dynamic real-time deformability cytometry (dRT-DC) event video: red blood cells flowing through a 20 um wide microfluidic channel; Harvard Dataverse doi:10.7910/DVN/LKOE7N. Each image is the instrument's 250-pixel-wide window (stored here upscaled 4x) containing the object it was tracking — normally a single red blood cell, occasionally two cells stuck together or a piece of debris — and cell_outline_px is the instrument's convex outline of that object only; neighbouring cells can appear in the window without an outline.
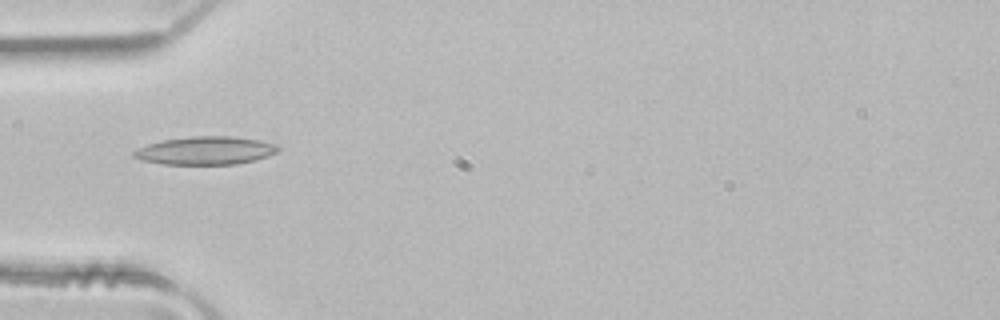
{"species": "common noctule bat (a hibernating species)", "species_latin": "Nyctalus noctula", "temperature_condition": "room temperature", "stored_images_in_passage": 4, "camera_frame_rate_fps": 3000, "um_per_image_px": 0.085, "animal": {"sex": "male", "body_mass_g": 21.5, "forearm_length_mm": 52.0}, "frame": {"image": 1, "passage_image": 4, "time_ms": 1.0, "image_size_px": [1000, 320], "cell_outline_px": [[280, 148], [276, 152], [268, 156], [256, 160], [236, 164], [164, 164], [144, 160], [132, 156], [132, 152], [148, 144], [164, 140], [192, 136], [232, 136], [256, 140], [276, 144]], "centroid_in_image_um": [17.49, 12.8], "position_along_channel_um": 67.5, "area_um2": 23.35}}